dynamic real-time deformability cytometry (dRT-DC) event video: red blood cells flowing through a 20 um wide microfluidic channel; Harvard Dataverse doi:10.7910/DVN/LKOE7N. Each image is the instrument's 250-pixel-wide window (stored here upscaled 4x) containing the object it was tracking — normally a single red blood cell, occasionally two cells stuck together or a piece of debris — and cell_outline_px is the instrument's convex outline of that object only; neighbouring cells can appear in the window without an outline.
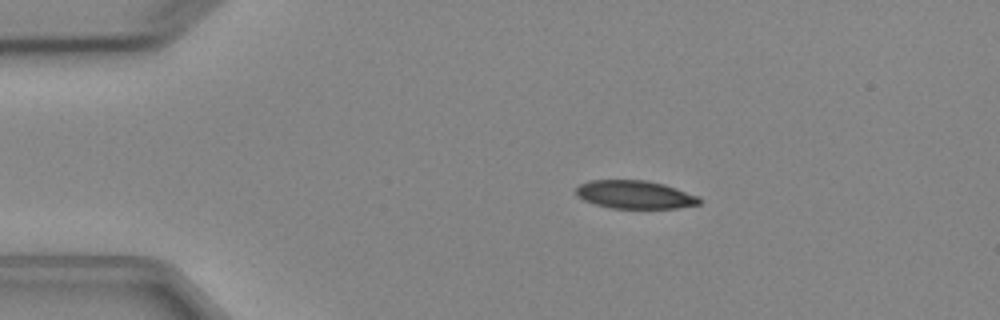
{"species": "Egyptian fruit bat (a non-hibernating species)", "species_latin": "Rousettus aegyptiacus", "temperature_condition": "cold", "stored_images_in_passage": 4, "camera_frame_rate_fps": 3000, "um_per_image_px": 0.085, "animal": {"sex": "female"}, "frame": {"image": 1, "passage_image": 2, "time_ms": 1.333, "image_size_px": [1000, 320], "cell_outline_px": [[700, 204], [676, 208], [612, 208], [596, 204], [584, 200], [576, 192], [576, 188], [580, 184], [588, 180], [648, 180], [664, 184], [700, 196]], "centroid_in_image_um": [53.99, 16.53], "position_along_channel_um": 31.0, "area_um2": 20.17}}
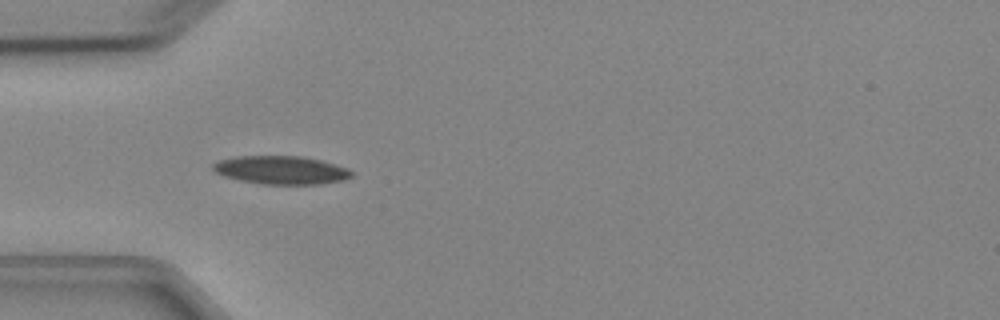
{"frame": {"image": 2, "passage_image": 4, "time_ms": 3.333, "image_size_px": [1000, 320], "cell_outline_px": [[352, 176], [344, 180], [320, 184], [264, 184], [240, 180], [224, 176], [216, 172], [212, 168], [212, 164], [216, 160], [236, 156], [304, 156], [320, 160], [348, 168], [352, 172]], "centroid_in_image_um": [23.88, 14.45], "position_along_channel_um": 61.1, "area_um2": 22.89}}